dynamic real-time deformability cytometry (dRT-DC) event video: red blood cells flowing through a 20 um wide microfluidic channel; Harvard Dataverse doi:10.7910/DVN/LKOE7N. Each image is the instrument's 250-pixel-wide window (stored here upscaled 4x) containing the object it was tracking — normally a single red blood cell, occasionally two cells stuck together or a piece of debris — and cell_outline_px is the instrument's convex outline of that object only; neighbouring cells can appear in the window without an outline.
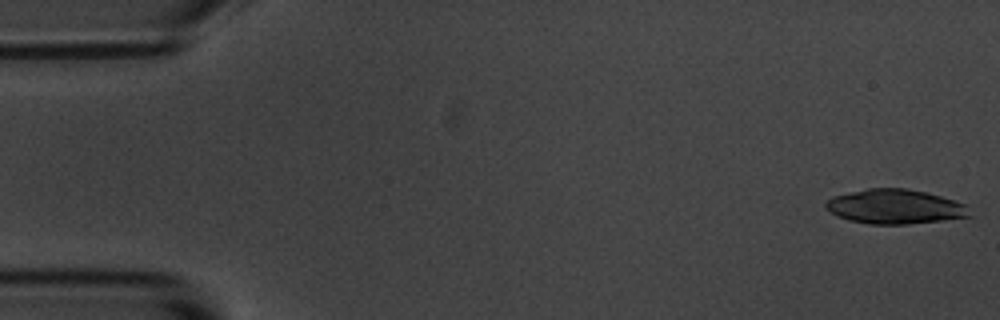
{"species": "common noctule bat (a hibernating species)", "species_latin": "Nyctalus noctula", "temperature_condition": "room temperature", "stored_images_in_passage": 21, "camera_frame_rate_fps": 3000, "um_per_image_px": 0.085, "animal": {"sex": "male", "body_mass_g": 20.1, "forearm_length_mm": 53.5}, "frame": {"image": 1, "passage_image": 1, "time_ms": 0.0, "image_size_px": [1000, 320], "cell_outline_px": [[972, 216], [908, 224], [868, 224], [848, 220], [836, 216], [824, 208], [824, 204], [832, 196], [848, 192], [868, 188], [908, 188], [940, 196], [964, 204]], "centroid_in_image_um": [75.99, 17.56], "position_along_channel_um": 9.0, "area_um2": 28.84}}